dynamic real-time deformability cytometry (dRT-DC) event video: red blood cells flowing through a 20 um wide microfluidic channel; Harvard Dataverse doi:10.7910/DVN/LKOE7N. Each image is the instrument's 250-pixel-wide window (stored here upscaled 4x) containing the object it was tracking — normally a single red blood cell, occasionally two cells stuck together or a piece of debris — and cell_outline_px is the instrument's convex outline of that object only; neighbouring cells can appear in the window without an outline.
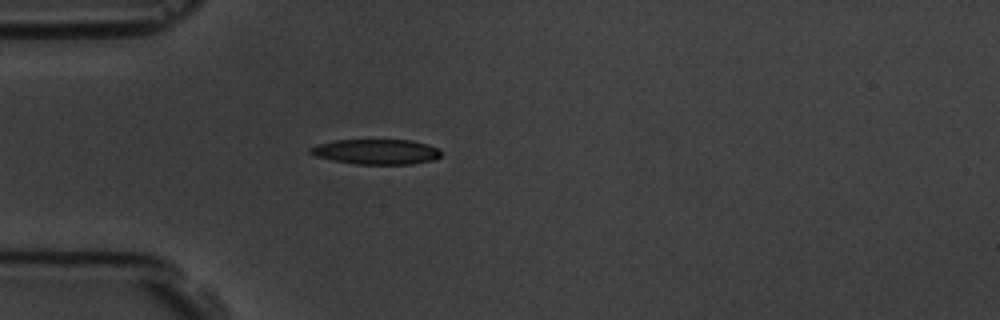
{"species": "common noctule bat (a hibernating species)", "species_latin": "Nyctalus noctula", "temperature_condition": "room temperature", "stored_images_in_passage": 1, "camera_frame_rate_fps": 3000, "um_per_image_px": 0.085, "animal": {"sex": "male", "body_mass_g": 19.5, "forearm_length_mm": 54.6}, "frame": {"image": 1, "passage_image": 1, "time_ms": 0.0, "image_size_px": [1000, 320], "cell_outline_px": [[440, 156], [432, 160], [412, 164], [356, 164], [332, 160], [316, 156], [308, 152], [308, 148], [320, 144], [336, 140], [412, 140], [428, 144], [440, 148]], "centroid_in_image_um": [32.0, 12.89], "position_along_channel_um": 53.0, "area_um2": 19.13}}